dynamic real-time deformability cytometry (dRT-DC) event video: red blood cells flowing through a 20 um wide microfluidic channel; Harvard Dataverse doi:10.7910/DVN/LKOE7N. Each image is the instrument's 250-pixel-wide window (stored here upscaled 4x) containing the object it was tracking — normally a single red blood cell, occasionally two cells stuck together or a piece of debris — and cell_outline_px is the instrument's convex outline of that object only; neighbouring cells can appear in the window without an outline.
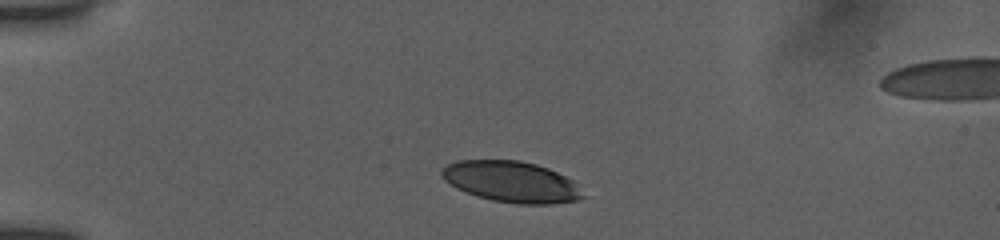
{"species": "human", "species_latin": "Homo sapiens", "temperature_condition": "room temperature", "stored_images_in_passage": 9, "camera_frame_rate_fps": 3000, "um_per_image_px": 0.085, "donor": {"sex": "female"}, "frame": {"image": 1, "passage_image": 1, "time_ms": 0.0, "image_size_px": [1000, 240], "cell_outline_px": [[588, 196], [576, 200], [548, 204], [516, 204], [492, 200], [476, 196], [456, 188], [444, 180], [440, 176], [440, 168], [456, 160], [520, 160], [536, 164], [548, 168], [572, 180]], "centroid_in_image_um": [43.44, 15.45], "position_along_channel_um": 41.6, "area_um2": 33.99}}
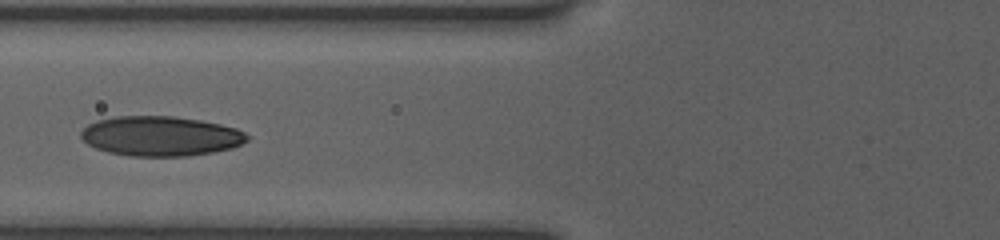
{"frame": {"image": 2, "passage_image": 6, "time_ms": 3.0, "image_size_px": [1000, 240], "cell_outline_px": [[248, 140], [232, 148], [212, 152], [188, 156], [128, 156], [108, 152], [96, 148], [88, 144], [80, 136], [80, 132], [88, 124], [96, 120], [116, 116], [172, 116], [200, 120], [220, 124], [236, 128], [244, 132], [248, 136]], "centroid_in_image_um": [13.63, 11.57], "position_along_channel_um": 112.2, "area_um2": 38.55}}
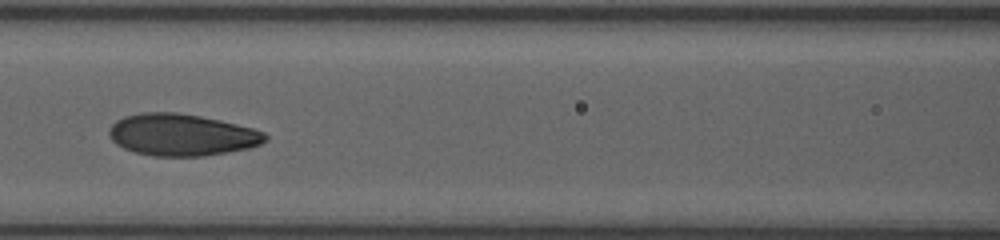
{"frame": {"image": 3, "passage_image": 8, "time_ms": 4.0, "image_size_px": [1000, 240], "cell_outline_px": [[268, 140], [260, 144], [248, 148], [228, 152], [204, 156], [152, 156], [136, 152], [124, 148], [116, 144], [112, 140], [108, 132], [112, 124], [116, 120], [124, 116], [144, 112], [176, 112], [200, 116], [236, 124], [252, 128], [264, 132], [268, 136]], "centroid_in_image_um": [15.44, 11.46], "position_along_channel_um": 151.2, "area_um2": 38.03}}